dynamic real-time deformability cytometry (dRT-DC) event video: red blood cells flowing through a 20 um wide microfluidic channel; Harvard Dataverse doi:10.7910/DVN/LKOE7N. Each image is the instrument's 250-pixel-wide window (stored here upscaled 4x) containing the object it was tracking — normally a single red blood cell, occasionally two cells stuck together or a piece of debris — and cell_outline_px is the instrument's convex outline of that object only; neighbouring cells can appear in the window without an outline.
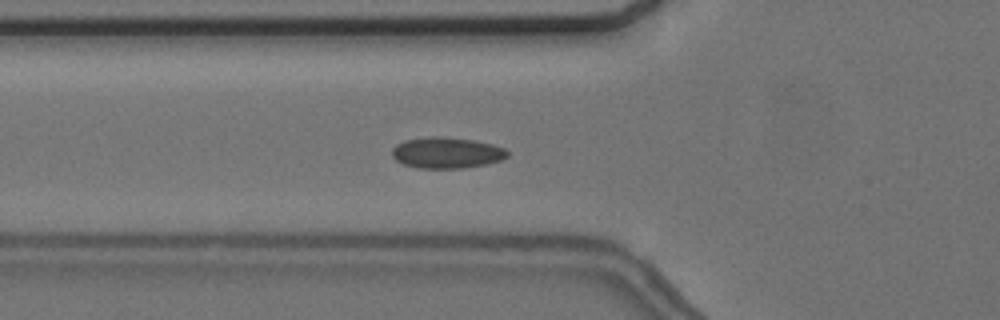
{"species": "common noctule bat (a hibernating species)", "species_latin": "Nyctalus noctula", "temperature_condition": "cold", "stored_images_in_passage": 25, "camera_frame_rate_fps": 3000, "um_per_image_px": 0.085, "animal": {"sex": "female", "body_mass_g": 24.6, "forearm_length_mm": 56.2}, "frame": {"image": 1, "passage_image": 7, "time_ms": 2.0, "image_size_px": [1000, 320], "cell_outline_px": [[508, 156], [500, 160], [488, 164], [464, 168], [416, 168], [404, 164], [396, 160], [392, 156], [392, 148], [396, 144], [404, 140], [432, 136], [440, 136], [476, 140], [492, 144], [504, 148], [508, 152]], "centroid_in_image_um": [37.96, 12.98], "position_along_channel_um": 87.8, "area_um2": 21.04}}
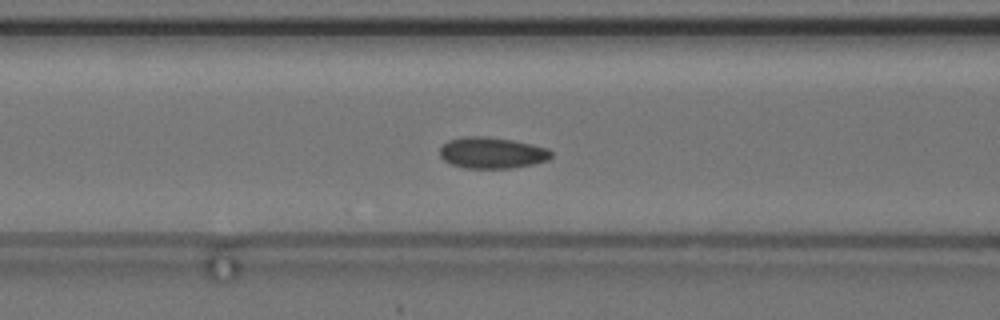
{"frame": {"image": 2, "passage_image": 10, "time_ms": 3.0, "image_size_px": [1000, 320], "cell_outline_px": [[552, 156], [548, 160], [532, 164], [512, 168], [464, 168], [452, 164], [444, 160], [440, 156], [440, 148], [448, 140], [464, 136], [488, 136], [512, 140], [532, 144], [548, 148], [552, 152]], "centroid_in_image_um": [41.82, 12.98], "position_along_channel_um": 124.8, "area_um2": 20.35}}